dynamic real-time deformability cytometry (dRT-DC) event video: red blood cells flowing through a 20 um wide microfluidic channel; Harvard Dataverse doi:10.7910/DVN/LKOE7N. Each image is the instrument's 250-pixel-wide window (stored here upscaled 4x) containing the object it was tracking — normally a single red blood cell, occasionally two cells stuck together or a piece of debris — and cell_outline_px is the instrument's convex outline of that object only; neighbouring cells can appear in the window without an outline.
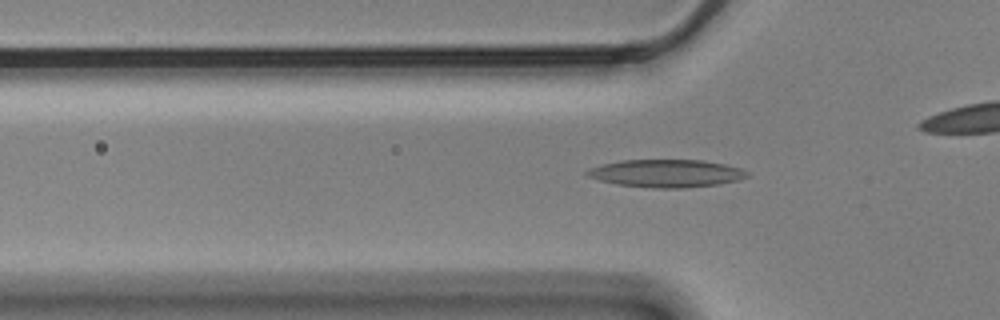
{"species": "Egyptian fruit bat (a non-hibernating species)", "species_latin": "Rousettus aegyptiacus", "temperature_condition": "cold", "stored_images_in_passage": 44, "camera_frame_rate_fps": 3000, "um_per_image_px": 0.085, "animal": {"sex": "male"}, "frame": {"image": 1, "passage_image": 16, "time_ms": 5.0, "image_size_px": [1000, 320], "cell_outline_px": [[748, 176], [736, 180], [716, 184], [684, 188], [656, 188], [616, 184], [600, 180], [588, 176], [584, 172], [588, 168], [600, 164], [620, 160], [700, 160], [724, 164], [740, 168], [748, 172]], "centroid_in_image_um": [56.57, 14.73], "position_along_channel_um": 69.2, "area_um2": 25.72}}
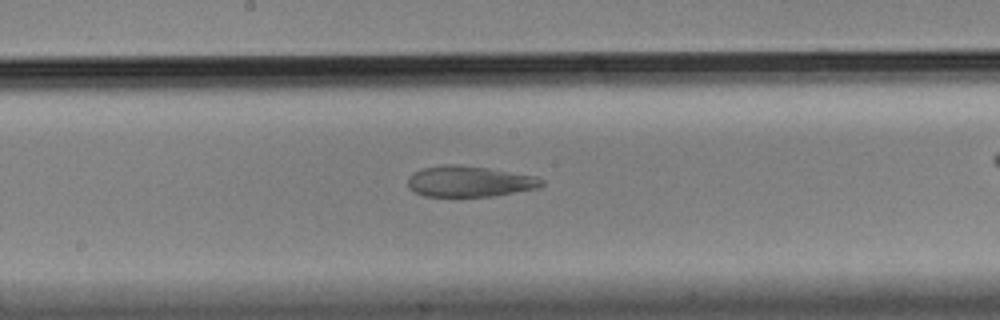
{"frame": {"image": 2, "passage_image": 28, "time_ms": 9.0, "image_size_px": [1000, 320], "cell_outline_px": [[544, 184], [540, 188], [496, 196], [424, 196], [408, 188], [408, 176], [424, 168], [444, 164], [460, 164], [488, 168], [536, 176], [544, 180]], "centroid_in_image_um": [39.94, 15.42], "position_along_channel_um": 208.3, "area_um2": 24.22}}
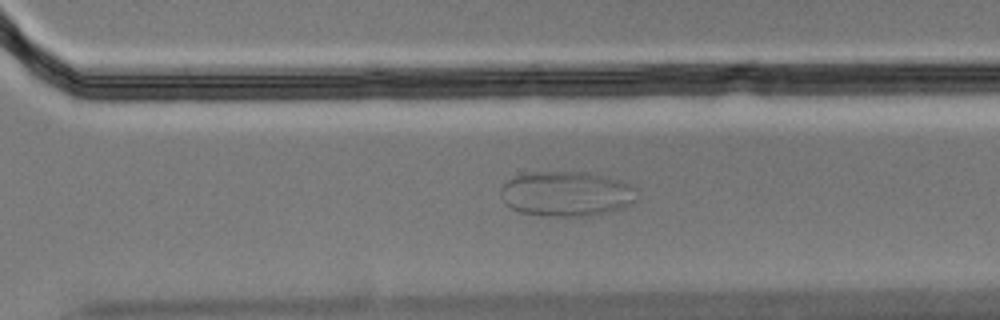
{"frame": {"image": 3, "passage_image": 38, "time_ms": 12.333, "image_size_px": [1000, 320], "cell_outline_px": [[640, 196], [632, 204], [620, 208], [588, 216], [540, 216], [520, 212], [504, 204], [500, 196], [500, 188], [508, 180], [516, 176], [528, 172], [584, 172], [620, 180], [632, 184]], "centroid_in_image_um": [48.14, 16.48], "position_along_channel_um": 322.5, "area_um2": 35.95}}